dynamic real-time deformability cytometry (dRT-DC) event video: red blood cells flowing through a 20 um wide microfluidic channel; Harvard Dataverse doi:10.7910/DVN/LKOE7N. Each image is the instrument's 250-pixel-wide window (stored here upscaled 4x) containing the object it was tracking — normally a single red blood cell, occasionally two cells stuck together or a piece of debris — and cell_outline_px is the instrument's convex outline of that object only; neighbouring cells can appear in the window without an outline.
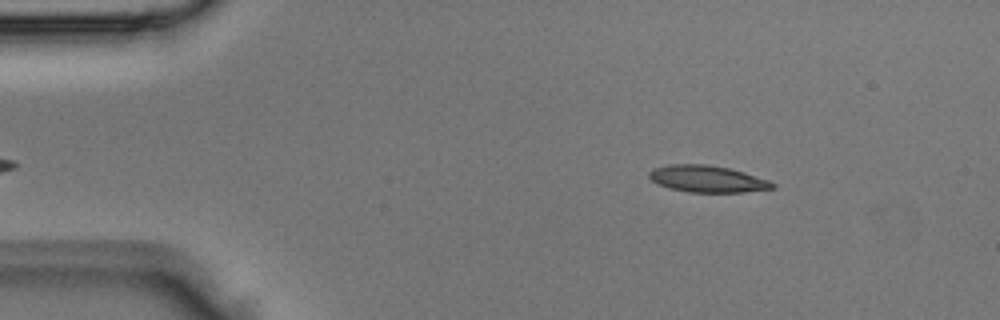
{"species": "Egyptian fruit bat (a non-hibernating species)", "species_latin": "Rousettus aegyptiacus", "temperature_condition": "room temperature", "stored_images_in_passage": 2, "camera_frame_rate_fps": 3000, "um_per_image_px": 0.085, "animal": {"sex": "male"}, "frame": {"image": 1, "passage_image": 1, "time_ms": 0.0, "image_size_px": [1000, 320], "cell_outline_px": [[776, 188], [740, 192], [688, 192], [668, 188], [652, 180], [648, 176], [648, 172], [652, 168], [668, 164], [708, 164], [728, 168], [744, 172], [768, 180], [776, 184]], "centroid_in_image_um": [60.1, 15.2], "position_along_channel_um": 24.9, "area_um2": 19.25}}